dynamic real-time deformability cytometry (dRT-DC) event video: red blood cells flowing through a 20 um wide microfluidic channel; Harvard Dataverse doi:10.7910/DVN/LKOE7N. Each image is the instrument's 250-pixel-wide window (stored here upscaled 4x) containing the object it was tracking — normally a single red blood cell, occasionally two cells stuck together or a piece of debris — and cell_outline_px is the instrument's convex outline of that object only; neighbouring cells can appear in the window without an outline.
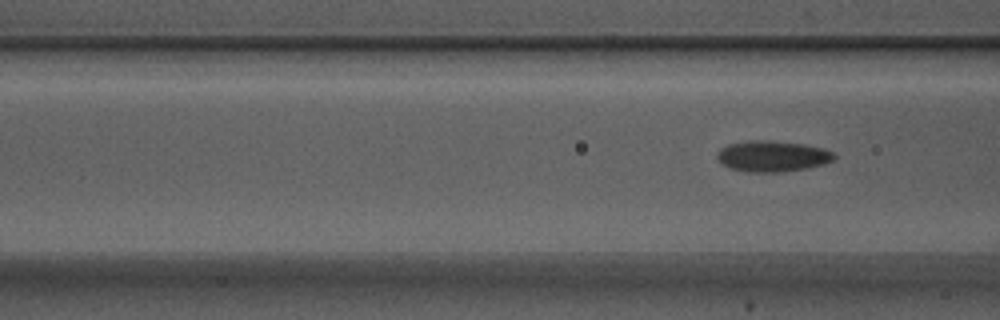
{"species": "Egyptian fruit bat (a non-hibernating species)", "species_latin": "Rousettus aegyptiacus", "temperature_condition": "warm", "stored_images_in_passage": 8, "segment_of_instrument_passage": [2, 2], "camera_frame_rate_fps": 3000, "um_per_image_px": 0.085, "animal": {"sex": "male"}, "frame": {"image": 1, "passage_image": 8, "time_ms": 2.333, "image_size_px": [1000, 320], "cell_outline_px": [[836, 156], [832, 160], [824, 164], [808, 168], [780, 172], [748, 172], [728, 168], [720, 164], [716, 156], [716, 152], [720, 148], [728, 144], [752, 140], [768, 140], [804, 144], [824, 148], [832, 152]], "centroid_in_image_um": [65.61, 13.28], "position_along_channel_um": 101.0, "area_um2": 21.33}}